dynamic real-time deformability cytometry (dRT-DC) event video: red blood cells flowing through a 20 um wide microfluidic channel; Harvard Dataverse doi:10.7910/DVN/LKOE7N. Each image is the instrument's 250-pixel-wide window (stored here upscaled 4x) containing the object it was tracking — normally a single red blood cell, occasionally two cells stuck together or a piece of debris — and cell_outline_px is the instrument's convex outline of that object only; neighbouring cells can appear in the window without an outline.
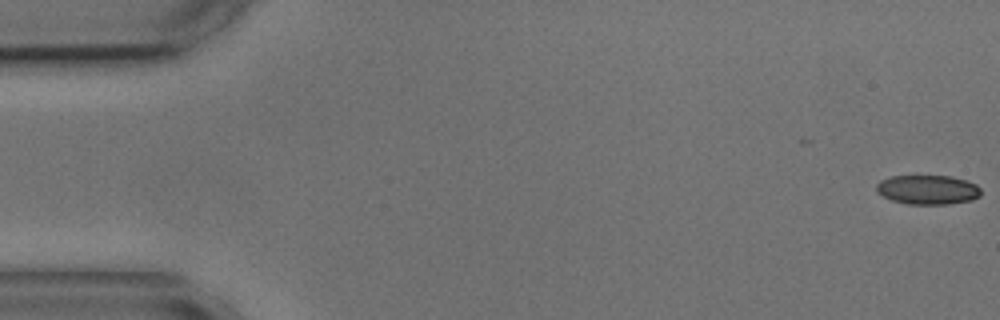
{"species": "common noctule bat (a hibernating species)", "species_latin": "Nyctalus noctula", "temperature_condition": "cold", "stored_images_in_passage": 6, "segment_of_instrument_passage": [1, 2], "camera_frame_rate_fps": 3000, "um_per_image_px": 0.085, "animal": {"sex": "male", "body_mass_g": 17.9, "forearm_length_mm": 54.2}, "frame": {"image": 1, "passage_image": 1, "time_ms": 0.0, "image_size_px": [1000, 320], "cell_outline_px": [[980, 196], [972, 200], [948, 204], [908, 204], [892, 200], [876, 192], [876, 184], [880, 180], [892, 176], [952, 176], [968, 180], [976, 184], [980, 188]], "centroid_in_image_um": [78.87, 16.12], "position_along_channel_um": 6.1, "area_um2": 17.98}}
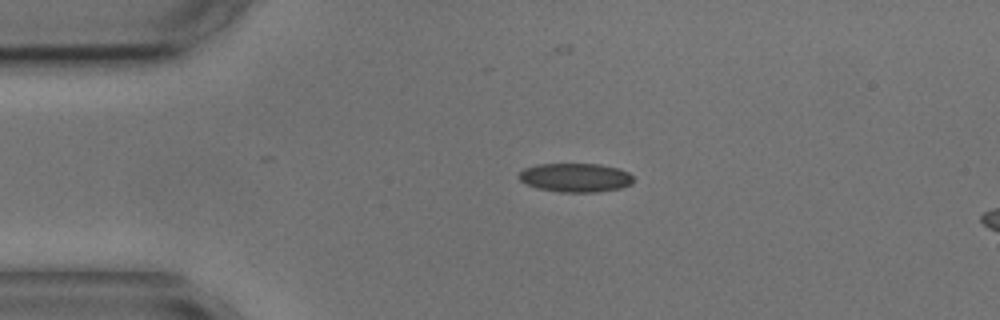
{"frame": {"image": 2, "passage_image": 4, "time_ms": 3.667, "image_size_px": [1000, 320], "cell_outline_px": [[632, 184], [620, 188], [596, 192], [560, 192], [536, 188], [520, 180], [520, 172], [524, 168], [536, 164], [600, 164], [620, 168], [628, 172], [632, 176]], "centroid_in_image_um": [48.93, 15.09], "position_along_channel_um": 36.1, "area_um2": 19.25}}